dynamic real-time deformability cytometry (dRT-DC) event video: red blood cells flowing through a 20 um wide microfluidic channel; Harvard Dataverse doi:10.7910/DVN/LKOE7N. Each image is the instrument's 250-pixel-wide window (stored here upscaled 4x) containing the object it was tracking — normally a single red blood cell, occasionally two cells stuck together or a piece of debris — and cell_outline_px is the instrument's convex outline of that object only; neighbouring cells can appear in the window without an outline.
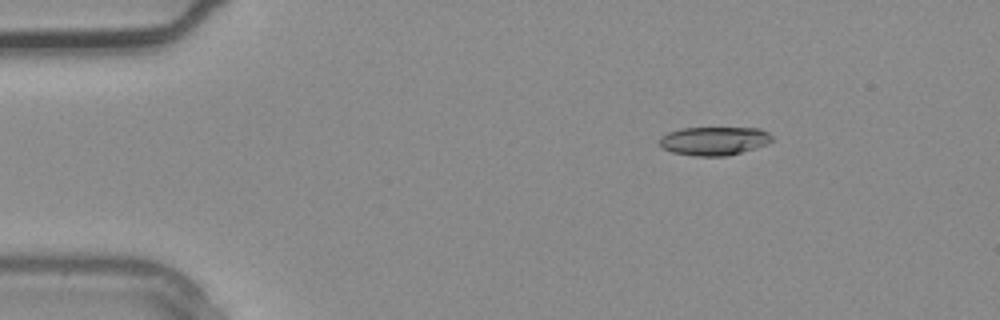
{"species": "common noctule bat (a hibernating species)", "species_latin": "Nyctalus noctula", "temperature_condition": "warm", "stored_images_in_passage": 3, "camera_frame_rate_fps": 3000, "um_per_image_px": 0.085, "animal": {"sex": "male", "body_mass_g": 20.4}, "frame": {"image": 1, "passage_image": 2, "time_ms": 0.333, "image_size_px": [1000, 320], "cell_outline_px": [[772, 140], [768, 144], [728, 156], [696, 156], [672, 152], [664, 148], [660, 144], [660, 136], [668, 132], [680, 128], [760, 128], [768, 132], [772, 136]], "centroid_in_image_um": [60.71, 11.97], "position_along_channel_um": 24.3, "area_um2": 18.73}}
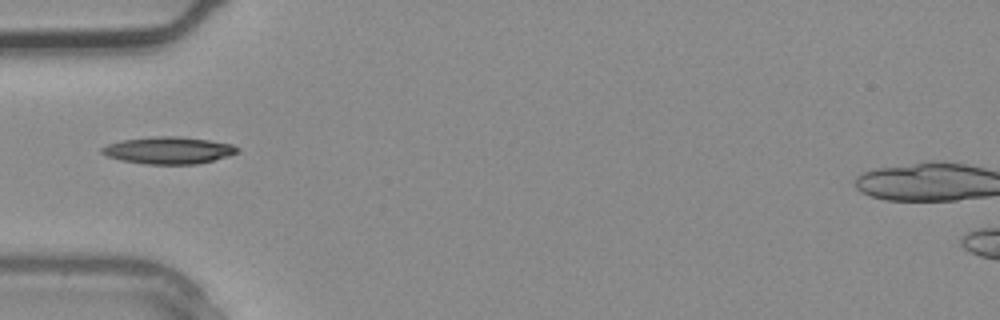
{"frame": {"image": 2, "passage_image": 3, "time_ms": 0.667, "image_size_px": [1000, 320], "cell_outline_px": [[240, 152], [228, 156], [196, 164], [144, 164], [120, 160], [108, 156], [100, 152], [100, 148], [108, 144], [120, 140], [156, 136], [176, 136], [208, 140], [232, 144], [240, 148]], "centroid_in_image_um": [14.31, 12.78], "position_along_channel_um": 70.7, "area_um2": 21.39}}